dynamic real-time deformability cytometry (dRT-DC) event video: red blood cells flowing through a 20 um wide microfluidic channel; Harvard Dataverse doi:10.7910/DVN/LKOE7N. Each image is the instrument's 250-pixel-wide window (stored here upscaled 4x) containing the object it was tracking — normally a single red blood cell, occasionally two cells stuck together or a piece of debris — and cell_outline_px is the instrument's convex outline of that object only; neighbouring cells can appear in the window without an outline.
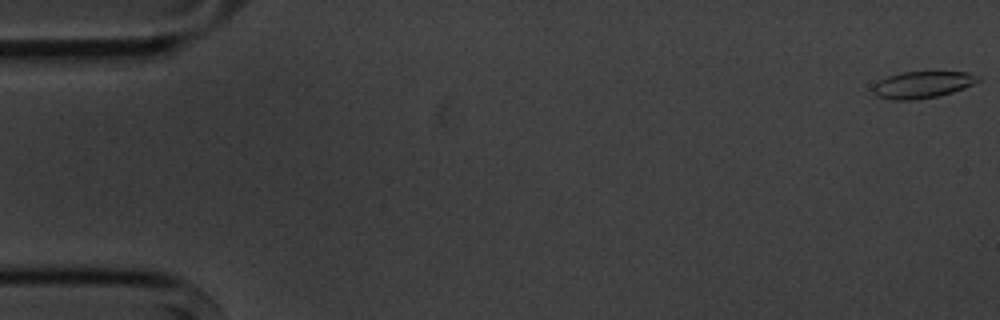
{"species": "common noctule bat (a hibernating species)", "species_latin": "Nyctalus noctula", "temperature_condition": "cold", "stored_images_in_passage": 6, "camera_frame_rate_fps": 3000, "um_per_image_px": 0.085, "animal": {"sex": "male", "body_mass_g": 20.1, "forearm_length_mm": 53.5}, "frame": {"image": 1, "passage_image": 1, "time_ms": 0.0, "image_size_px": [1000, 320], "cell_outline_px": [[980, 80], [964, 88], [940, 96], [916, 100], [892, 100], [876, 96], [872, 92], [872, 88], [880, 80], [888, 76], [900, 72], [968, 72], [980, 76]], "centroid_in_image_um": [78.4, 7.21], "position_along_channel_um": 6.6, "area_um2": 16.47}}